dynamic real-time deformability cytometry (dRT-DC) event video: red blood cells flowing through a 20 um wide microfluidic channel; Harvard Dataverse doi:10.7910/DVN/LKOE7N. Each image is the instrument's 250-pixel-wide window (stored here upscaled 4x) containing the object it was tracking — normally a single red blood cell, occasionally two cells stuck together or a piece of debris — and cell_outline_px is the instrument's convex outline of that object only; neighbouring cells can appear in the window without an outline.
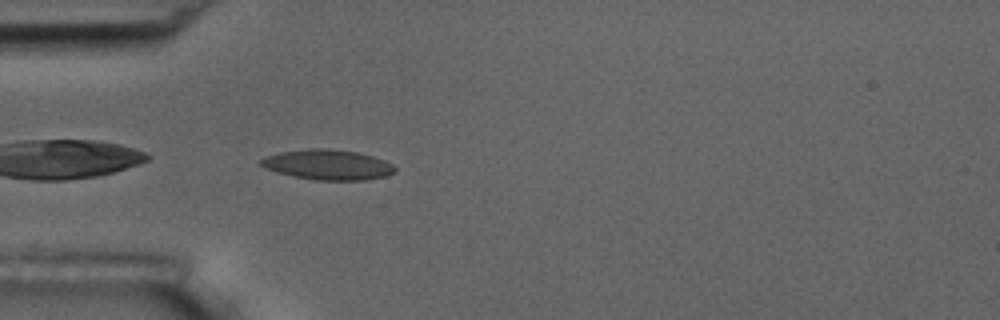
{"species": "common noctule bat (a hibernating species)", "species_latin": "Nyctalus noctula", "temperature_condition": "room temperature", "stored_images_in_passage": 40, "camera_frame_rate_fps": 3000, "um_per_image_px": 0.085, "animal": {"sex": "male", "body_mass_g": 17.5, "forearm_length_mm": 52.3}, "frame": {"image": 1, "passage_image": 1, "time_ms": 0.0, "image_size_px": [1000, 320], "cell_outline_px": [[396, 172], [384, 176], [364, 180], [316, 180], [276, 172], [260, 164], [260, 160], [268, 156], [280, 152], [312, 148], [328, 148], [356, 152], [372, 156], [384, 160], [392, 164], [396, 168]], "centroid_in_image_um": [27.9, 14.0], "position_along_channel_um": 57.1, "area_um2": 23.24}}
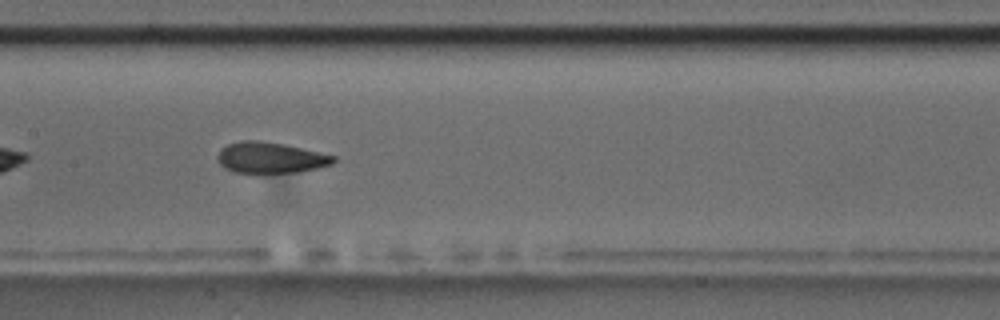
{"frame": {"image": 2, "passage_image": 12, "time_ms": 3.667, "image_size_px": [1000, 320], "cell_outline_px": [[336, 160], [332, 164], [316, 168], [296, 172], [232, 172], [224, 168], [220, 164], [216, 156], [220, 148], [228, 144], [240, 140], [256, 140], [284, 144], [336, 156]], "centroid_in_image_um": [22.95, 13.39], "position_along_channel_um": 184.5, "area_um2": 20.81}}
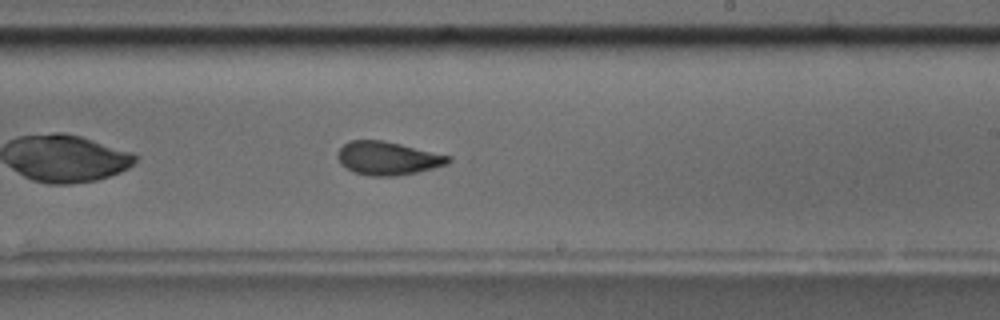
{"frame": {"image": 3, "passage_image": 18, "time_ms": 5.667, "image_size_px": [1000, 320], "cell_outline_px": [[452, 160], [448, 164], [416, 172], [396, 176], [368, 176], [356, 172], [340, 164], [336, 156], [336, 152], [348, 140], [384, 140], [452, 156]], "centroid_in_image_um": [32.95, 13.44], "position_along_channel_um": 256.1, "area_um2": 21.62}, "authors_computed_cell_mechanics": {"area_um2": 21.6172, "velocity_mm_per_s": 3.6008, "shape_relaxation_time_tau1_ms": 4.4775, "shape_relaxation_time_tau2_ms": 1.9584, "deformation_change_tau1": 0.1357, "deformation_change_tau2": 0.0821}}